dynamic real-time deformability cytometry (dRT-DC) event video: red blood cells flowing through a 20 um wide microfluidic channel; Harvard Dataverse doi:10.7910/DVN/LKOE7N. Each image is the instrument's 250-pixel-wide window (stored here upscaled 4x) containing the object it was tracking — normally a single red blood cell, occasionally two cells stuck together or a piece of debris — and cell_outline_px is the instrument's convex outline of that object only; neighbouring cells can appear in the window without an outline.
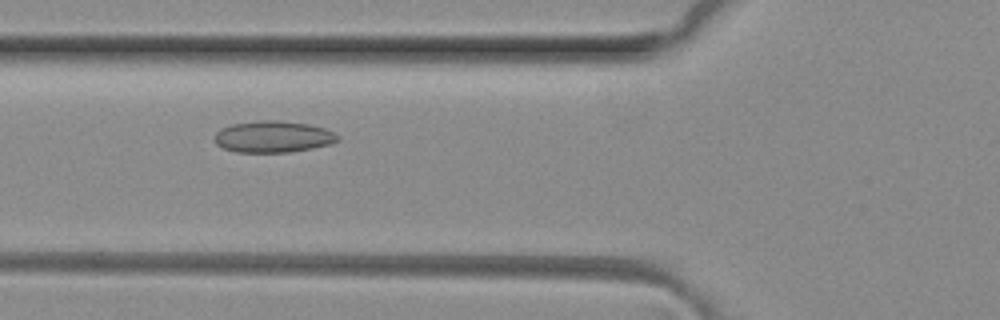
{"species": "common noctule bat (a hibernating species)", "species_latin": "Nyctalus noctula", "temperature_condition": "room temperature", "stored_images_in_passage": 4, "camera_frame_rate_fps": 3000, "um_per_image_px": 0.085, "animal": {"sex": "female", "body_mass_g": 29.2, "forearm_length_mm": 56.3}, "frame": {"image": 1, "passage_image": 3, "time_ms": 0.667, "image_size_px": [1000, 320], "cell_outline_px": [[340, 140], [328, 144], [312, 148], [288, 152], [236, 152], [224, 148], [216, 144], [216, 132], [220, 128], [232, 124], [260, 120], [280, 120], [308, 124], [324, 128], [340, 136]], "centroid_in_image_um": [23.21, 11.61], "position_along_channel_um": 102.6, "area_um2": 22.54}}
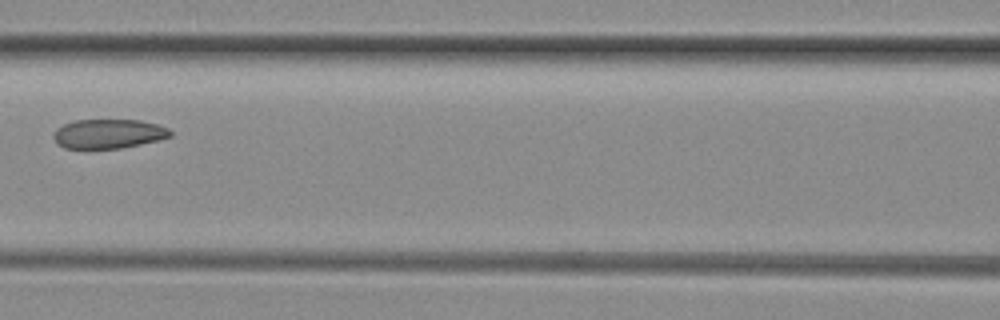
{"frame": {"image": 2, "passage_image": 4, "time_ms": 1.0, "image_size_px": [1000, 320], "cell_outline_px": [[172, 136], [140, 144], [120, 148], [64, 148], [56, 144], [52, 136], [56, 128], [64, 124], [76, 120], [140, 120], [156, 124], [168, 128], [172, 132]], "centroid_in_image_um": [9.18, 11.37], "position_along_channel_um": 157.4, "area_um2": 19.88}}